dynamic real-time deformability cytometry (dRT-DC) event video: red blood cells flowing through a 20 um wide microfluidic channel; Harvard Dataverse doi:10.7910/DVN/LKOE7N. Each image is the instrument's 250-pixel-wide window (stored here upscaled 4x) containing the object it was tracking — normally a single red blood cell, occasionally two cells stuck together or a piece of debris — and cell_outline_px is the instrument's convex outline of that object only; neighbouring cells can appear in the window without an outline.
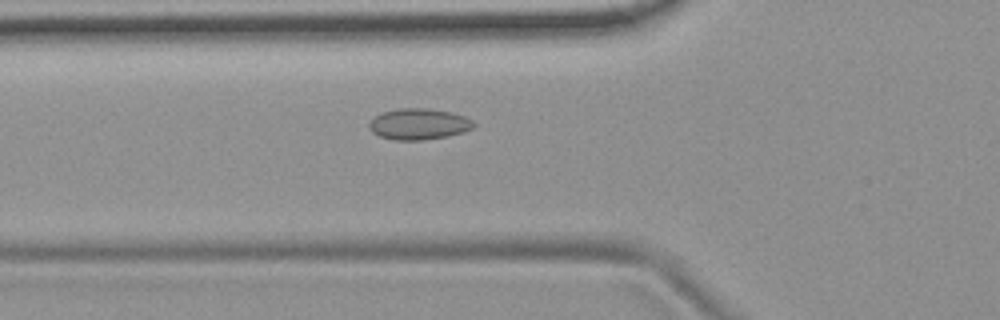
{"species": "common noctule bat (a hibernating species)", "species_latin": "Nyctalus noctula", "temperature_condition": "room temperature", "stored_images_in_passage": 55, "camera_frame_rate_fps": 3000, "um_per_image_px": 0.085, "animal": {"sex": "female", "body_mass_g": 19.9}, "frame": {"image": 1, "passage_image": 20, "time_ms": 6.333, "image_size_px": [1000, 320], "cell_outline_px": [[476, 124], [472, 128], [464, 132], [448, 136], [420, 140], [396, 140], [380, 136], [372, 132], [368, 128], [368, 124], [380, 112], [400, 108], [428, 108], [452, 112], [464, 116], [472, 120]], "centroid_in_image_um": [35.6, 10.54], "position_along_channel_um": 90.2, "area_um2": 19.02}}
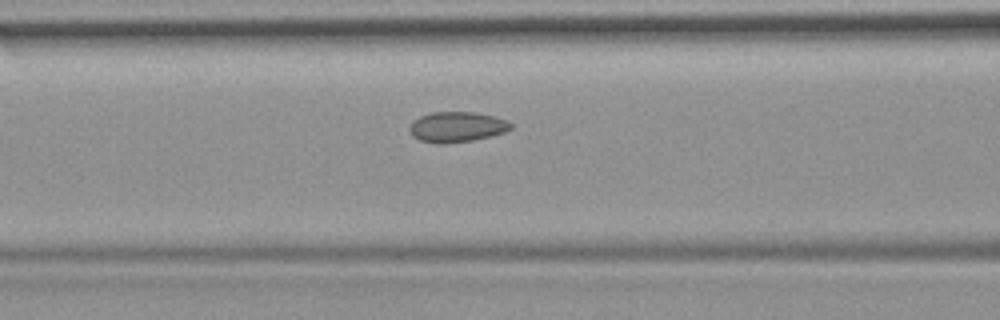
{"frame": {"image": 2, "passage_image": 23, "time_ms": 7.333, "image_size_px": [1000, 320], "cell_outline_px": [[512, 128], [504, 132], [472, 140], [444, 144], [436, 144], [420, 140], [412, 136], [408, 128], [412, 120], [420, 116], [432, 112], [476, 112], [492, 116], [504, 120], [512, 124]], "centroid_in_image_um": [38.76, 10.79], "position_along_channel_um": 127.8, "area_um2": 17.86}}
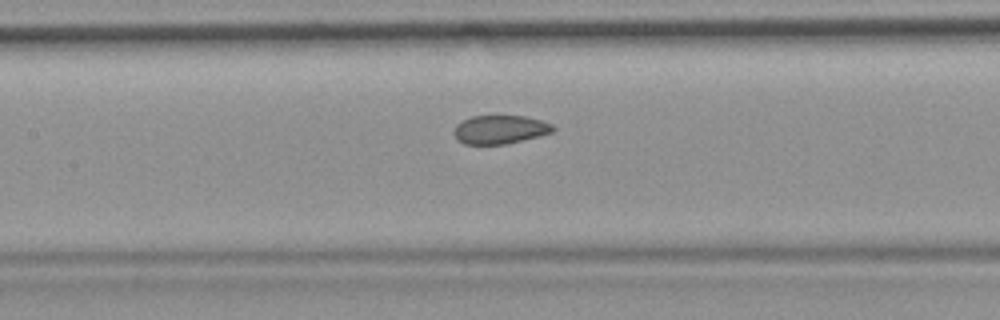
{"frame": {"image": 3, "passage_image": 26, "time_ms": 8.333, "image_size_px": [1000, 320], "cell_outline_px": [[556, 128], [552, 132], [504, 144], [464, 144], [456, 140], [452, 132], [456, 124], [472, 116], [492, 112], [524, 116], [540, 120], [552, 124]], "centroid_in_image_um": [42.43, 10.95], "position_along_channel_um": 165.0, "area_um2": 17.11}, "authors_computed_cell_mechanics": {"area_um2": 17.8602, "velocity_mm_per_s": 3.7163, "shape_relaxation_time_tau1_ms": 10.2166, "shape_relaxation_time_tau2_ms": 1.2272, "deformation_change_tau1": 0.1071, "deformation_change_tau2": 0.0523}}